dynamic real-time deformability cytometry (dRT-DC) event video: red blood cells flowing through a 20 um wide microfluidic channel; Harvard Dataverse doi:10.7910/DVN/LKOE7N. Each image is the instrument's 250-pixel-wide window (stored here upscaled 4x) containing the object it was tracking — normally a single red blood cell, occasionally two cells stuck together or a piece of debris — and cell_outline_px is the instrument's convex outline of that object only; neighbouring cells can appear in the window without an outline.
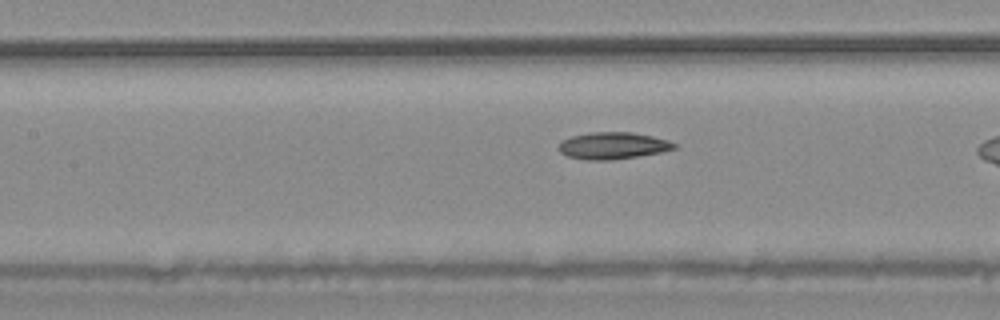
{"species": "common noctule bat (a hibernating species)", "species_latin": "Nyctalus noctula", "temperature_condition": "warm", "stored_images_in_passage": 9, "camera_frame_rate_fps": 3000, "um_per_image_px": 0.085, "animal": {"sex": "male", "body_mass_g": 20.4}, "frame": {"image": 1, "passage_image": 8, "time_ms": 2.333, "image_size_px": [1000, 320], "cell_outline_px": [[676, 148], [660, 152], [612, 160], [584, 160], [568, 156], [560, 152], [560, 140], [572, 136], [588, 132], [632, 132], [652, 136], [668, 140], [676, 144]], "centroid_in_image_um": [52.07, 12.37], "position_along_channel_um": 155.3, "area_um2": 18.03}}